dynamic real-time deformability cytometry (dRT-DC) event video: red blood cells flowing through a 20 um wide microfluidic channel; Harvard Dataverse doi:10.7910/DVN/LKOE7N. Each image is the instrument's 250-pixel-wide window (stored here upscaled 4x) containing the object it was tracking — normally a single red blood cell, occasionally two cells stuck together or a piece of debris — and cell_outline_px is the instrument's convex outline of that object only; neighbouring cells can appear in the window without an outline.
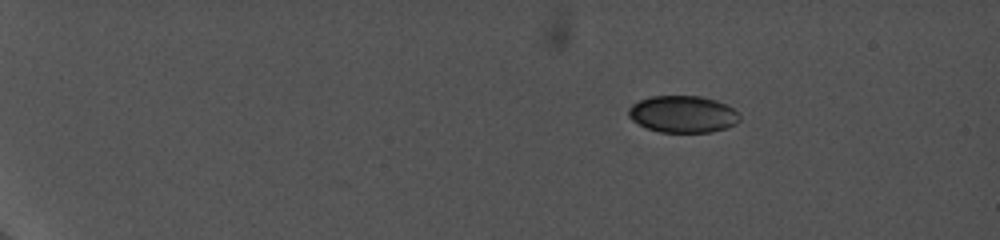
{"species": "common noctule bat (a hibernating species)", "species_latin": "Nyctalus noctula", "temperature_condition": "cold", "stored_images_in_passage": 19, "camera_frame_rate_fps": 5000, "um_per_image_px": 0.085, "animal": {"sex": "female", "body_mass_g": 19.0, "forearm_length_mm": 56.7}, "frame": {"image": 1, "passage_image": 1, "time_ms": 0.0, "image_size_px": [1000, 240], "cell_outline_px": [[740, 120], [736, 124], [712, 132], [660, 132], [648, 128], [632, 120], [628, 116], [628, 108], [632, 104], [640, 100], [652, 96], [700, 96], [716, 100], [732, 108], [740, 116]], "centroid_in_image_um": [58.03, 9.7], "position_along_channel_um": 27.0, "area_um2": 23.76}}
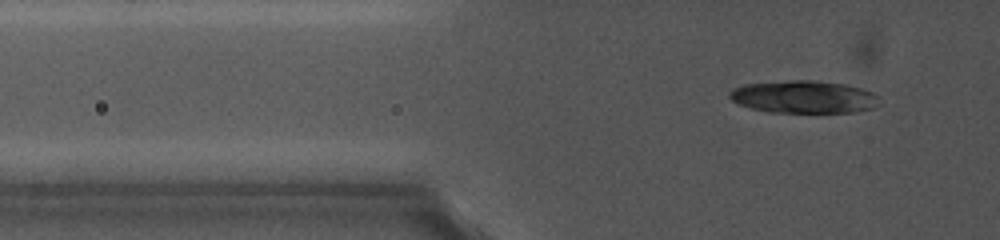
{"frame": {"image": 2, "passage_image": 14, "time_ms": 4.0, "image_size_px": [1000, 240], "cell_outline_px": [[880, 104], [872, 108], [856, 112], [768, 112], [752, 108], [740, 104], [732, 100], [728, 96], [728, 92], [732, 88], [744, 84], [788, 80], [812, 80], [844, 84], [860, 88], [872, 92], [880, 96]], "centroid_in_image_um": [68.33, 8.23], "position_along_channel_um": 57.5, "area_um2": 28.55}}